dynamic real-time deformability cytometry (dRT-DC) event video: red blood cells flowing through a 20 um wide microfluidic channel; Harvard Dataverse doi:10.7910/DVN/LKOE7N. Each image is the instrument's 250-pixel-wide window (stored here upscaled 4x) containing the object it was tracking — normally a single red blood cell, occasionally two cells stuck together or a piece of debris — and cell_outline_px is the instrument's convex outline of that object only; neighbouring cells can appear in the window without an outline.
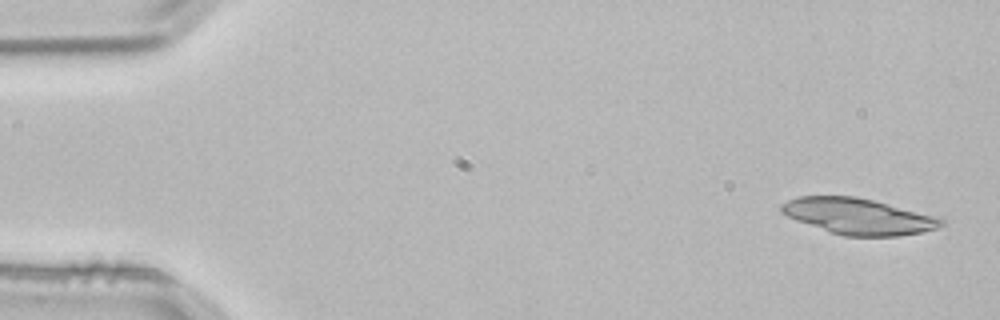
{"species": "common noctule bat (a hibernating species)", "species_latin": "Nyctalus noctula", "temperature_condition": "room temperature", "stored_images_in_passage": 4, "camera_frame_rate_fps": 3000, "um_per_image_px": 0.085, "animal": {"sex": "male", "body_mass_g": 21.5, "forearm_length_mm": 52.0}, "frame": {"image": 1, "passage_image": 1, "time_ms": 0.0, "image_size_px": [1000, 320], "cell_outline_px": [[944, 224], [936, 228], [920, 232], [900, 236], [844, 236], [796, 220], [780, 212], [780, 204], [788, 200], [800, 196], [856, 196], [940, 216], [944, 220]], "centroid_in_image_um": [72.99, 18.38], "position_along_channel_um": 12.0, "area_um2": 33.52}}